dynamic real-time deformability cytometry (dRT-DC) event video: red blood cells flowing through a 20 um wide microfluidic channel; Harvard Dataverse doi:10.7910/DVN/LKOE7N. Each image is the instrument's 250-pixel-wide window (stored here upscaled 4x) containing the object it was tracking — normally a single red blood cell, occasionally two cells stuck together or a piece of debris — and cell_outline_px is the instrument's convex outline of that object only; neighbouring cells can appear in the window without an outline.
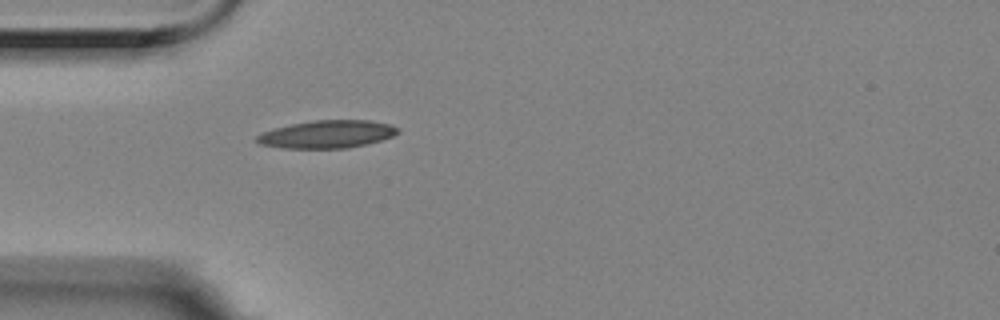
{"species": "Egyptian fruit bat (a non-hibernating species)", "species_latin": "Rousettus aegyptiacus", "temperature_condition": "room temperature", "stored_images_in_passage": 38, "camera_frame_rate_fps": 3000, "um_per_image_px": 0.085, "animal": {"sex": "female"}, "frame": {"image": 1, "passage_image": 1, "time_ms": 0.0, "image_size_px": [1000, 320], "cell_outline_px": [[400, 132], [392, 136], [368, 144], [348, 148], [280, 148], [260, 144], [256, 140], [256, 136], [264, 132], [276, 128], [292, 124], [312, 120], [372, 120], [388, 124], [400, 128]], "centroid_in_image_um": [27.84, 11.41], "position_along_channel_um": 57.2, "area_um2": 22.77}}
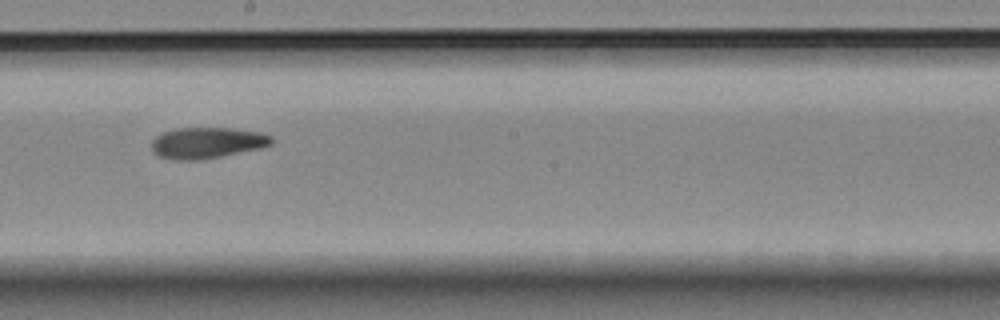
{"frame": {"image": 2, "passage_image": 16, "time_ms": 5.0, "image_size_px": [1000, 320], "cell_outline_px": [[276, 140], [272, 144], [260, 148], [200, 160], [172, 160], [160, 156], [152, 152], [152, 140], [156, 136], [164, 132], [176, 128], [232, 128], [260, 132], [272, 136]], "centroid_in_image_um": [17.61, 12.14], "position_along_channel_um": 230.6, "area_um2": 21.79}}
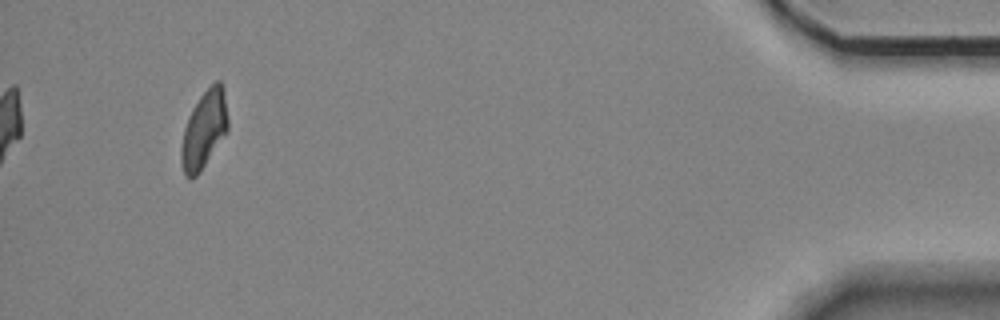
{"frame": {"image": 3, "passage_image": 38, "time_ms": 12.333, "image_size_px": [1000, 320], "cell_outline_px": [[228, 132], [200, 172], [196, 176], [188, 180], [184, 176], [180, 160], [180, 148], [184, 128], [188, 116], [200, 96], [216, 80], [220, 80], [224, 88], [228, 120]], "centroid_in_image_um": [17.34, 11.06], "position_along_channel_um": 417.9, "area_um2": 21.44}}